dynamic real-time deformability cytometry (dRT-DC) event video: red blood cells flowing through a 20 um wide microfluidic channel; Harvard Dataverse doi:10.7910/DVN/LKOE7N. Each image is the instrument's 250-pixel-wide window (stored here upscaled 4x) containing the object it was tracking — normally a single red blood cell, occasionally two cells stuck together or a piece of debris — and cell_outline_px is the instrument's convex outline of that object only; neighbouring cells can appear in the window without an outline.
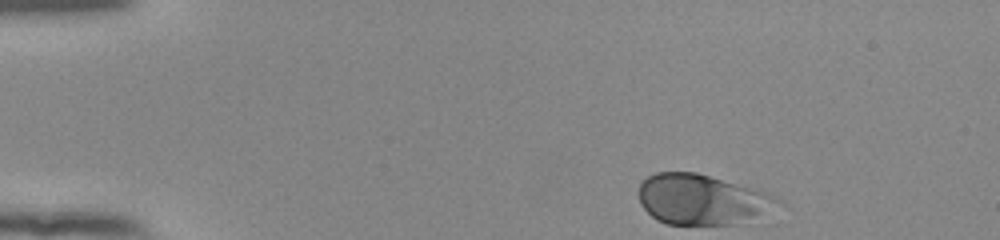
{"species": "human", "species_latin": "Homo sapiens", "temperature_condition": "room temperature", "stored_images_in_passage": 46, "camera_frame_rate_fps": 3000, "um_per_image_px": 0.085, "donor": {"sex": "female"}, "frame": {"image": 1, "passage_image": 1, "time_ms": 0.0, "image_size_px": [1000, 240], "cell_outline_px": [[776, 200], [756, 212], [732, 224], [668, 224], [656, 220], [640, 204], [640, 184], [648, 176], [656, 172], [696, 172], [764, 192], [772, 196]], "centroid_in_image_um": [59.39, 16.92], "position_along_channel_um": 25.6, "area_um2": 38.38}}
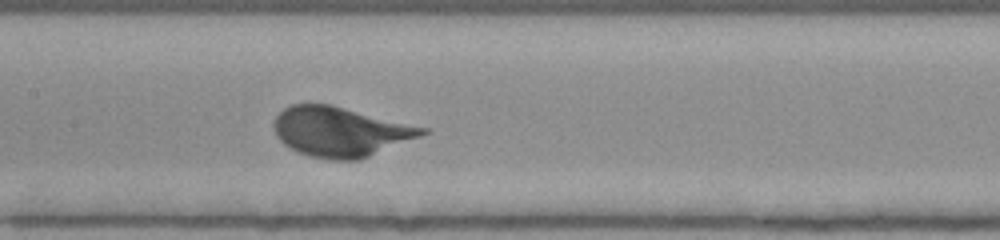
{"frame": {"image": 2, "passage_image": 20, "time_ms": 6.333, "image_size_px": [1000, 240], "cell_outline_px": [[428, 132], [420, 136], [360, 160], [332, 160], [308, 156], [296, 152], [284, 144], [276, 136], [272, 124], [276, 116], [284, 108], [292, 104], [328, 104], [428, 128]], "centroid_in_image_um": [28.88, 11.21], "position_along_channel_um": 178.5, "area_um2": 42.77}}
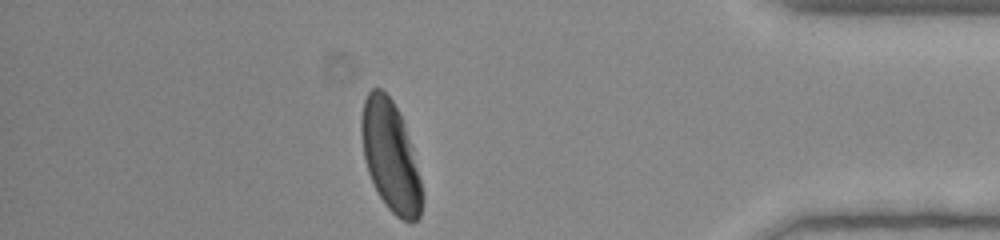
{"frame": {"image": 3, "passage_image": 40, "time_ms": 13.0, "image_size_px": [1000, 240], "cell_outline_px": [[424, 200], [420, 216], [412, 224], [396, 216], [384, 204], [368, 172], [364, 156], [360, 132], [360, 120], [364, 100], [368, 92], [372, 88], [380, 88], [392, 100], [404, 124], [412, 148], [424, 196]], "centroid_in_image_um": [33.19, 13.31], "position_along_channel_um": 402.0, "area_um2": 38.73}, "authors_computed_cell_mechanics": {"area_um2": 41.2114, "velocity_mm_per_s": 3.8439, "shape_relaxation_time_tau1_ms": 1.9405, "shape_relaxation_time_tau2_ms": null, "deformation_change_tau1": 0.1465, "deformation_change_tau2": null}}